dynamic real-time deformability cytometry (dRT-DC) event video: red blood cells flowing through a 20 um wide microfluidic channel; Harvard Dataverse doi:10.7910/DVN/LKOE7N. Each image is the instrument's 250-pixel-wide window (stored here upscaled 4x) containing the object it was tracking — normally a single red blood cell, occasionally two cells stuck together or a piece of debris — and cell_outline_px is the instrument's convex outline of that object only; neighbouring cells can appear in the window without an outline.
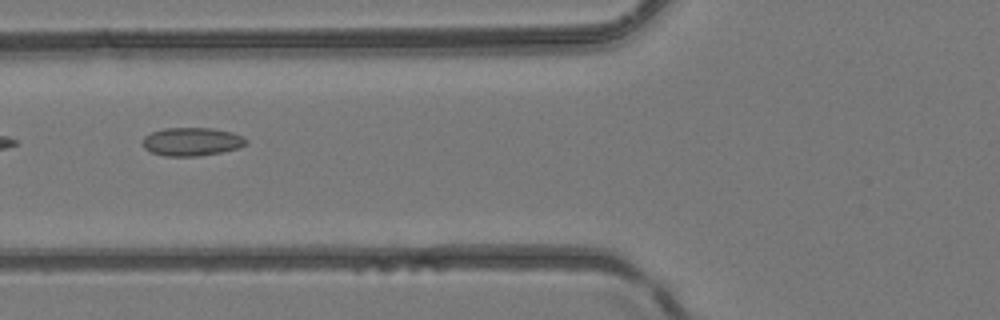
{"species": "common noctule bat (a hibernating species)", "species_latin": "Nyctalus noctula", "temperature_condition": "room temperature", "stored_images_in_passage": 3, "camera_frame_rate_fps": 3000, "um_per_image_px": 0.085, "animal": {"sex": "female", "body_mass_g": 24.6, "forearm_length_mm": 56.2}, "frame": {"image": 1, "passage_image": 3, "time_ms": 3.333, "image_size_px": [1000, 320], "cell_outline_px": [[248, 144], [240, 148], [200, 156], [164, 156], [152, 152], [144, 148], [140, 144], [144, 136], [152, 132], [164, 128], [208, 128], [232, 132], [248, 140]], "centroid_in_image_um": [16.28, 12.05], "position_along_channel_um": 109.5, "area_um2": 17.17}}